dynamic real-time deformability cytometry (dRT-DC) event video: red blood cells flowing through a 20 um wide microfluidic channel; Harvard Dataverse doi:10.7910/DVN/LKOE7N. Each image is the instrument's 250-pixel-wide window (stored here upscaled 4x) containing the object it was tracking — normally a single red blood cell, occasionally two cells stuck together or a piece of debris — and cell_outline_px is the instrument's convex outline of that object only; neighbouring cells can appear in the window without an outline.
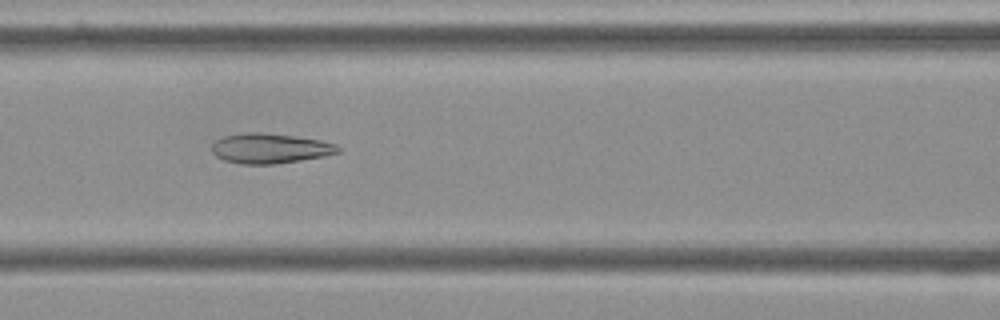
{"species": "Egyptian fruit bat (a non-hibernating species)", "species_latin": "Rousettus aegyptiacus", "temperature_condition": "cold", "stored_images_in_passage": 44, "camera_frame_rate_fps": 3000, "um_per_image_px": 0.085, "frame": {"image": 1, "passage_image": 12, "time_ms": 3.667, "image_size_px": [1000, 320], "cell_outline_px": [[344, 148], [340, 152], [324, 156], [300, 160], [272, 164], [240, 164], [224, 160], [216, 156], [212, 152], [212, 144], [216, 140], [224, 136], [248, 132], [260, 132], [292, 136], [320, 140], [336, 144]], "centroid_in_image_um": [22.97, 12.61], "position_along_channel_um": 143.6, "area_um2": 22.02}}
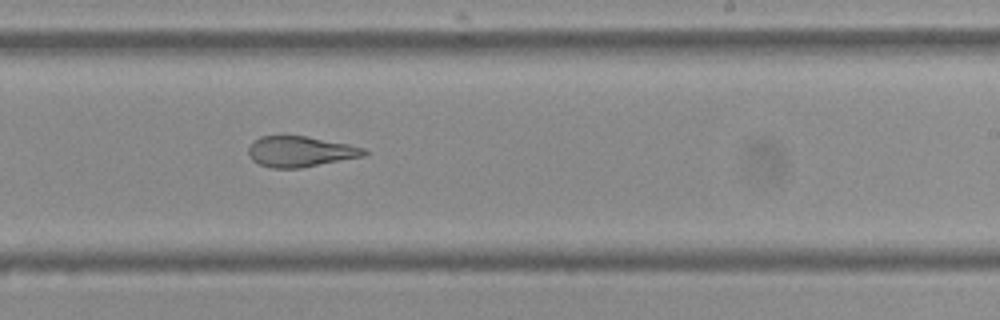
{"frame": {"image": 2, "passage_image": 22, "time_ms": 7.0, "image_size_px": [1000, 320], "cell_outline_px": [[368, 156], [300, 168], [272, 168], [260, 164], [252, 160], [248, 152], [248, 148], [260, 136], [304, 136], [348, 144], [364, 148], [368, 152]], "centroid_in_image_um": [25.57, 12.89], "position_along_channel_um": 263.4, "area_um2": 20.58}}
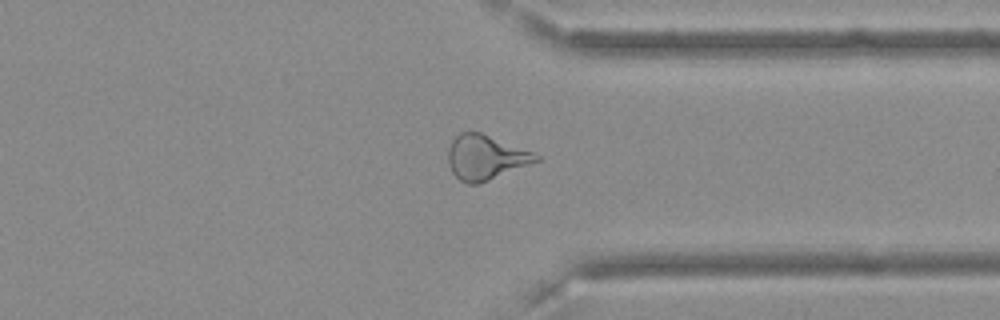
{"frame": {"image": 3, "passage_image": 31, "time_ms": 10.0, "image_size_px": [1000, 320], "cell_outline_px": [[540, 160], [488, 180], [476, 184], [468, 184], [460, 180], [452, 172], [448, 164], [448, 148], [452, 140], [460, 132], [480, 132], [532, 152], [540, 156]], "centroid_in_image_um": [41.23, 13.37], "position_along_channel_um": 370.2, "area_um2": 22.48}, "authors_computed_cell_mechanics": {"area_um2": 22.8021, "velocity_mm_per_s": 3.6028, "shape_relaxation_time_tau1_ms": null, "shape_relaxation_time_tau2_ms": 3.0331, "deformation_change_tau1": null, "deformation_change_tau2": 0.1072}}